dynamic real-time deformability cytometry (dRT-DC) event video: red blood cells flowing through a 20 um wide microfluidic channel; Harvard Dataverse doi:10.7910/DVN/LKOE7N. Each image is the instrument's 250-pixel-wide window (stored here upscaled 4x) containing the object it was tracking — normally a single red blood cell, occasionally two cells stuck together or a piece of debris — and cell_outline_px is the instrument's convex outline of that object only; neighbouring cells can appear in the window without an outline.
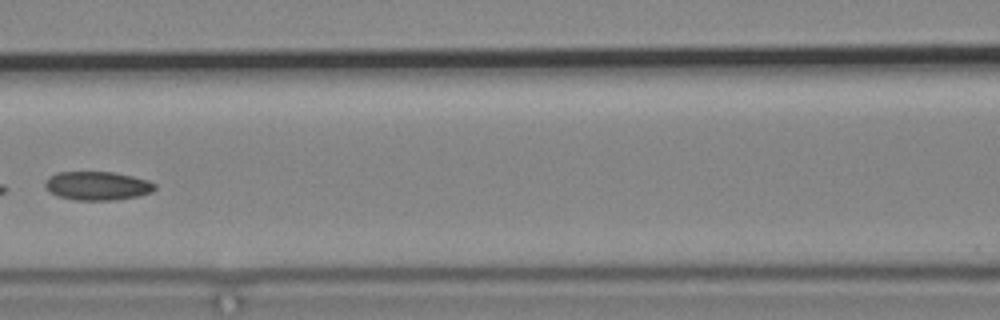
{"species": "common noctule bat (a hibernating species)", "species_latin": "Nyctalus noctula", "temperature_condition": "cold", "stored_images_in_passage": 7, "camera_frame_rate_fps": 3000, "um_per_image_px": 0.085, "animal": {"sex": "male", "body_mass_g": 19.2, "forearm_length_mm": 51.8}, "frame": {"image": 1, "passage_image": 7, "time_ms": 7.333, "image_size_px": [1000, 320], "cell_outline_px": [[156, 188], [152, 192], [140, 196], [116, 200], [76, 200], [60, 196], [52, 192], [44, 184], [48, 176], [56, 172], [112, 172], [132, 176], [148, 180], [156, 184]], "centroid_in_image_um": [8.32, 15.79], "position_along_channel_um": 158.3, "area_um2": 18.32}}